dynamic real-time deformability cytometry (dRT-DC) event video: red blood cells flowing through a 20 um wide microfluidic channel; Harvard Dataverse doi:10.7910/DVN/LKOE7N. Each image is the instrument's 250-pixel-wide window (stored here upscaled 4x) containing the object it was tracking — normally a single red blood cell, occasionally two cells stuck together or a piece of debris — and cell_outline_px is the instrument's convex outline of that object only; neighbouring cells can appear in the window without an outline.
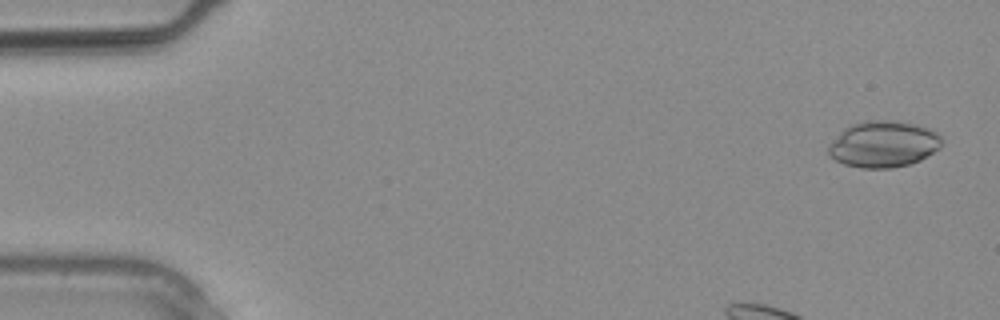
{"species": "common noctule bat (a hibernating species)", "species_latin": "Nyctalus noctula", "temperature_condition": "warm", "stored_images_in_passage": 12, "camera_frame_rate_fps": 3000, "um_per_image_px": 0.085, "animal": {"sex": "male", "body_mass_g": 20.4}, "frame": {"image": 1, "passage_image": 1, "time_ms": 0.0, "image_size_px": [1000, 320], "cell_outline_px": [[944, 140], [940, 148], [920, 160], [908, 164], [892, 168], [860, 168], [844, 164], [836, 160], [828, 152], [828, 148], [840, 132], [844, 128], [852, 124], [864, 120], [900, 120], [932, 128]], "centroid_in_image_um": [75.14, 12.23], "position_along_channel_um": 9.9, "area_um2": 30.81}}